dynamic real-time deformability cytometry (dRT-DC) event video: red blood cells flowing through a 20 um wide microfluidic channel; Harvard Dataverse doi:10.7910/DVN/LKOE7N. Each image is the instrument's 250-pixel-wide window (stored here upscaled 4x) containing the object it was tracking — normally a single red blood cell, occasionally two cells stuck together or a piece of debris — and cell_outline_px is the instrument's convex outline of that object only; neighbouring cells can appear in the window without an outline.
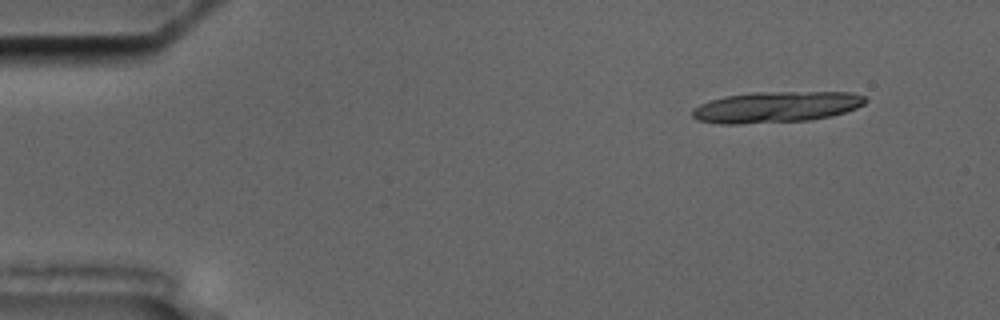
{"species": "common noctule bat (a hibernating species)", "species_latin": "Nyctalus noctula", "temperature_condition": "cold", "stored_images_in_passage": 16, "camera_frame_rate_fps": 3000, "um_per_image_px": 0.085, "animal": {"sex": "male", "body_mass_g": 17.5, "forearm_length_mm": 52.3}, "frame": {"image": 1, "passage_image": 2, "time_ms": 0.333, "image_size_px": [1000, 320], "cell_outline_px": [[868, 100], [864, 104], [856, 108], [832, 116], [808, 120], [740, 124], [720, 124], [696, 120], [692, 116], [692, 108], [700, 104], [724, 96], [752, 92], [852, 92], [864, 96]], "centroid_in_image_um": [65.96, 9.09], "position_along_channel_um": 19.0, "area_um2": 31.44}}